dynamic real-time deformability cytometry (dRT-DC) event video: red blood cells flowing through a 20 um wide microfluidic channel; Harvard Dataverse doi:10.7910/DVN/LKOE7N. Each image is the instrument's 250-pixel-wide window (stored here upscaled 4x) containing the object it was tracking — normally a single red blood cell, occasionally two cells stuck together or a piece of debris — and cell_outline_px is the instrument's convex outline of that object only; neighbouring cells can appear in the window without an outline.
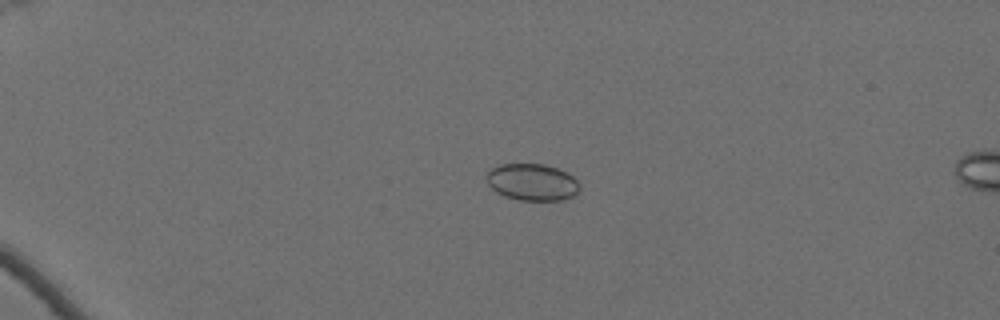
{"species": "Egyptian fruit bat (a non-hibernating species)", "species_latin": "Rousettus aegyptiacus", "temperature_condition": "cold", "stored_images_in_passage": 62, "camera_frame_rate_fps": 3000, "um_per_image_px": 0.085, "animal": {"sex": "female"}, "frame": {"image": 1, "passage_image": 17, "time_ms": 5.333, "image_size_px": [1000, 320], "cell_outline_px": [[580, 188], [572, 196], [564, 200], [520, 200], [504, 196], [496, 192], [488, 184], [488, 172], [492, 168], [500, 164], [544, 164], [568, 172], [580, 184]], "centroid_in_image_um": [45.25, 15.48], "position_along_channel_um": 39.7, "area_um2": 19.88}}
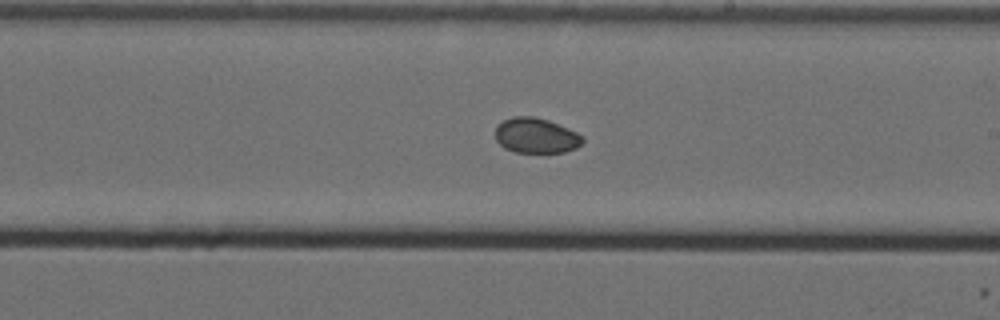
{"frame": {"image": 2, "passage_image": 40, "time_ms": 13.0, "image_size_px": [1000, 320], "cell_outline_px": [[584, 140], [576, 148], [564, 152], [516, 152], [504, 148], [496, 140], [496, 124], [512, 116], [532, 116], [548, 120], [568, 128], [576, 132]], "centroid_in_image_um": [45.53, 11.52], "position_along_channel_um": 243.5, "area_um2": 17.8}}
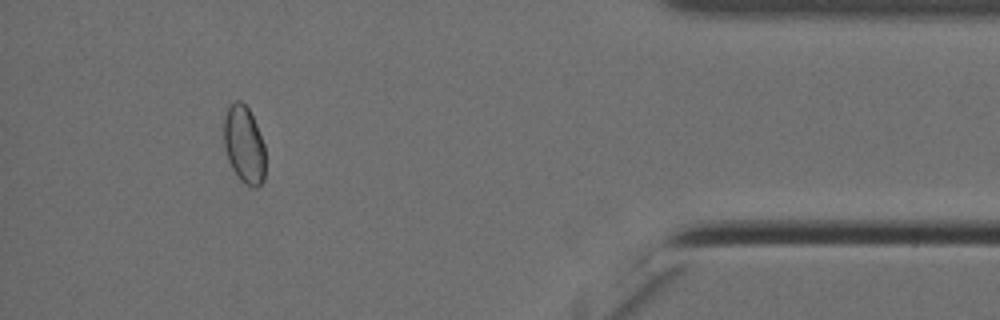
{"frame": {"image": 3, "passage_image": 58, "time_ms": 19.0, "image_size_px": [1000, 320], "cell_outline_px": [[264, 180], [256, 188], [252, 188], [240, 180], [232, 168], [228, 160], [224, 144], [224, 116], [228, 108], [236, 100], [240, 100], [248, 108], [256, 124], [264, 144]], "centroid_in_image_um": [20.74, 12.31], "position_along_channel_um": 414.5, "area_um2": 18.61}}